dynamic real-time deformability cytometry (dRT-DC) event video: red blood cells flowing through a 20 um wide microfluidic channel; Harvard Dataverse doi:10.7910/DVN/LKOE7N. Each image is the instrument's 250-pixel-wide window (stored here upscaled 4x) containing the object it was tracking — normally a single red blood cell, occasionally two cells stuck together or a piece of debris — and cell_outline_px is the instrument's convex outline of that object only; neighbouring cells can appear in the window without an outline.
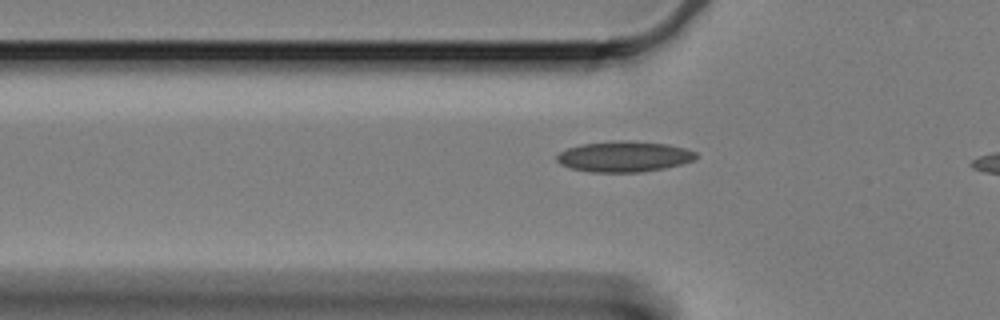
{"species": "Egyptian fruit bat (a non-hibernating species)", "species_latin": "Rousettus aegyptiacus", "temperature_condition": "cold", "stored_images_in_passage": 37, "camera_frame_rate_fps": 3000, "um_per_image_px": 0.085, "animal": {"sex": "female"}, "frame": {"image": 1, "passage_image": 7, "time_ms": 2.0, "image_size_px": [1000, 320], "cell_outline_px": [[696, 156], [692, 160], [680, 164], [664, 168], [640, 172], [592, 172], [572, 168], [560, 164], [556, 160], [556, 156], [560, 152], [568, 148], [584, 144], [620, 140], [624, 140], [668, 144], [684, 148], [696, 152]], "centroid_in_image_um": [53.03, 13.31], "position_along_channel_um": 72.8, "area_um2": 24.57}}
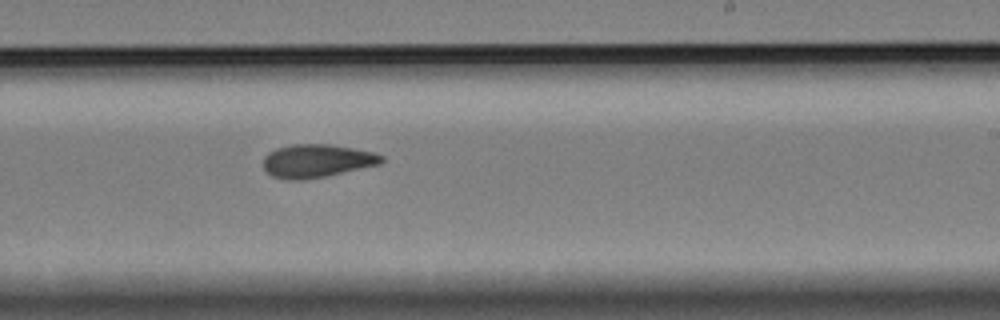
{"frame": {"image": 2, "passage_image": 24, "time_ms": 7.667, "image_size_px": [1000, 320], "cell_outline_px": [[384, 160], [380, 164], [324, 176], [300, 180], [288, 180], [272, 176], [264, 168], [264, 156], [268, 152], [276, 148], [292, 144], [332, 144], [372, 152], [384, 156]], "centroid_in_image_um": [26.91, 13.66], "position_along_channel_um": 262.1, "area_um2": 22.72}}
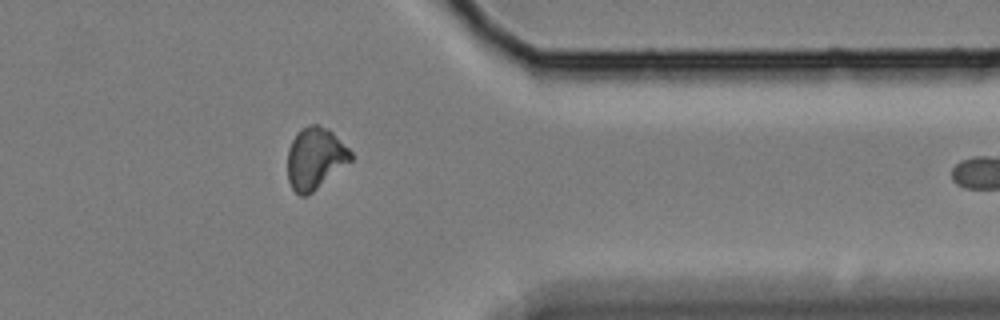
{"frame": {"image": 3, "passage_image": 36, "time_ms": 11.667, "image_size_px": [1000, 320], "cell_outline_px": [[352, 160], [312, 192], [304, 196], [300, 196], [292, 188], [288, 180], [288, 148], [296, 132], [300, 128], [312, 124], [316, 124], [328, 128], [352, 152]], "centroid_in_image_um": [26.77, 13.44], "position_along_channel_um": 384.6, "area_um2": 22.6}}